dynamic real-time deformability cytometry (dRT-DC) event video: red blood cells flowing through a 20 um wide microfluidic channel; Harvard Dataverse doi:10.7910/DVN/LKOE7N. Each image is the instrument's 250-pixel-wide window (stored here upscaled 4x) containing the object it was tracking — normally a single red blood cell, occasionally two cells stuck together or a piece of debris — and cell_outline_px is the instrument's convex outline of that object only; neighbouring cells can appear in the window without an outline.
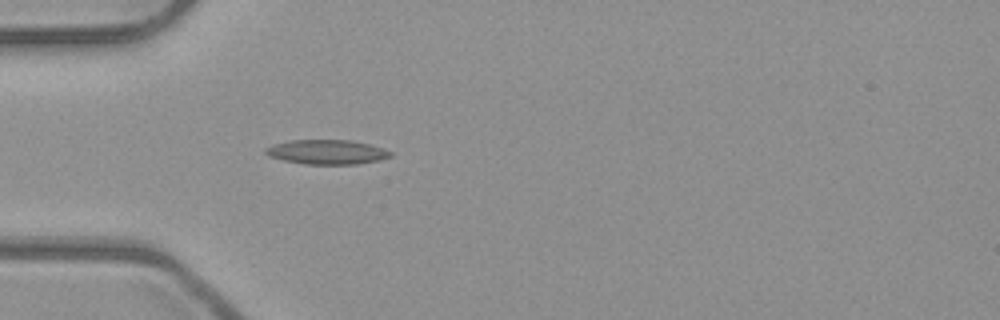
{"species": "common noctule bat (a hibernating species)", "species_latin": "Nyctalus noctula", "temperature_condition": "room temperature", "stored_images_in_passage": 37, "camera_frame_rate_fps": 3000, "um_per_image_px": 0.085, "animal": {"sex": "male", "body_mass_g": 23.1, "forearm_length_mm": 52.7}, "frame": {"image": 1, "passage_image": 1, "time_ms": 0.0, "image_size_px": [1000, 320], "cell_outline_px": [[392, 156], [380, 160], [356, 164], [304, 164], [284, 160], [268, 156], [264, 152], [264, 148], [272, 144], [288, 140], [352, 140], [384, 148], [392, 152]], "centroid_in_image_um": [27.76, 12.91], "position_along_channel_um": 57.2, "area_um2": 17.98}}
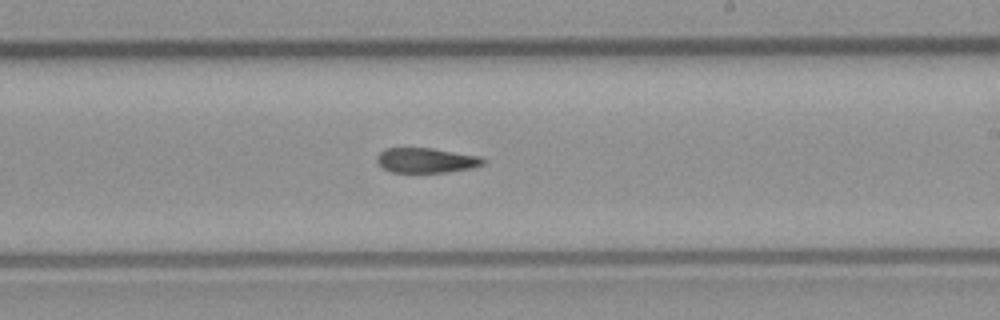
{"frame": {"image": 2, "passage_image": 16, "time_ms": 5.0, "image_size_px": [1000, 320], "cell_outline_px": [[484, 164], [472, 168], [448, 172], [392, 172], [384, 168], [376, 160], [376, 156], [380, 152], [388, 148], [432, 148], [480, 156], [484, 160]], "centroid_in_image_um": [36.24, 13.63], "position_along_channel_um": 252.8, "area_um2": 15.32}}
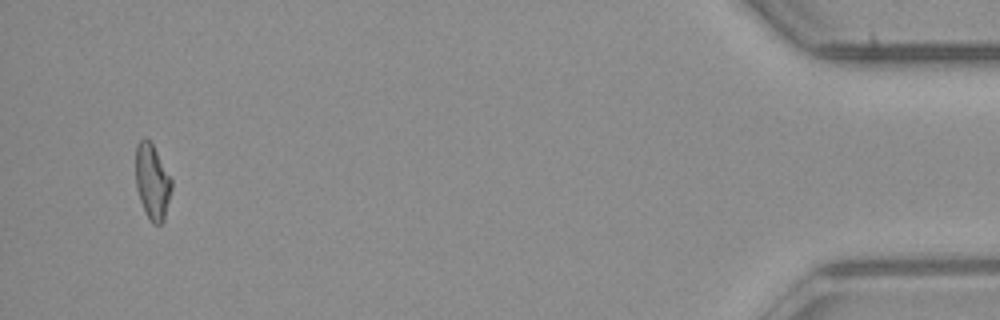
{"frame": {"image": 3, "passage_image": 35, "time_ms": 11.333, "image_size_px": [1000, 320], "cell_outline_px": [[172, 188], [164, 220], [160, 224], [152, 224], [148, 220], [140, 200], [136, 188], [136, 144], [144, 136], [152, 144], [172, 180]], "centroid_in_image_um": [12.93, 15.47], "position_along_channel_um": 422.3, "area_um2": 15.72}}